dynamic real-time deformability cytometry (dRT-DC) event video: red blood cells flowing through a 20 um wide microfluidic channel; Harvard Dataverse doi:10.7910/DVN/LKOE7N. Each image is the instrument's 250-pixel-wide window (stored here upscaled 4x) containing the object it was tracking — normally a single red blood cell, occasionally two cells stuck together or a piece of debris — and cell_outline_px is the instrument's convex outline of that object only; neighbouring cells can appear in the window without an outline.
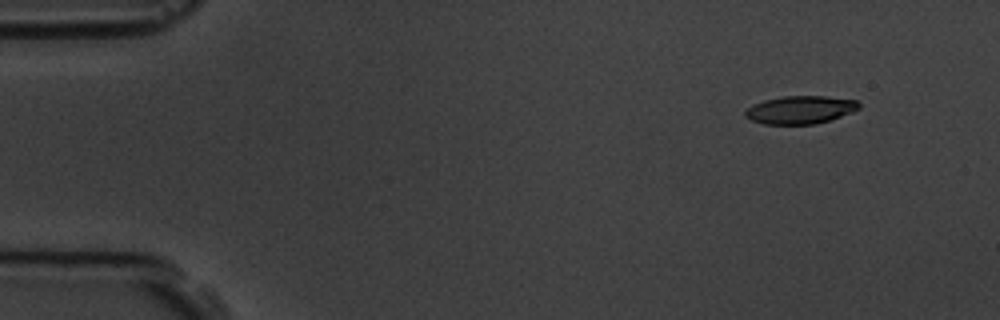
{"species": "common noctule bat (a hibernating species)", "species_latin": "Nyctalus noctula", "temperature_condition": "room temperature", "stored_images_in_passage": 4, "camera_frame_rate_fps": 3000, "um_per_image_px": 0.085, "animal": {"sex": "male", "body_mass_g": 19.5, "forearm_length_mm": 54.6}, "frame": {"image": 1, "passage_image": 1, "time_ms": 0.0, "image_size_px": [1000, 320], "cell_outline_px": [[860, 108], [852, 112], [816, 124], [764, 124], [752, 120], [744, 116], [744, 112], [752, 104], [764, 100], [784, 96], [824, 96], [856, 100], [860, 104]], "centroid_in_image_um": [68.0, 9.33], "position_along_channel_um": 17.0, "area_um2": 18.44}}